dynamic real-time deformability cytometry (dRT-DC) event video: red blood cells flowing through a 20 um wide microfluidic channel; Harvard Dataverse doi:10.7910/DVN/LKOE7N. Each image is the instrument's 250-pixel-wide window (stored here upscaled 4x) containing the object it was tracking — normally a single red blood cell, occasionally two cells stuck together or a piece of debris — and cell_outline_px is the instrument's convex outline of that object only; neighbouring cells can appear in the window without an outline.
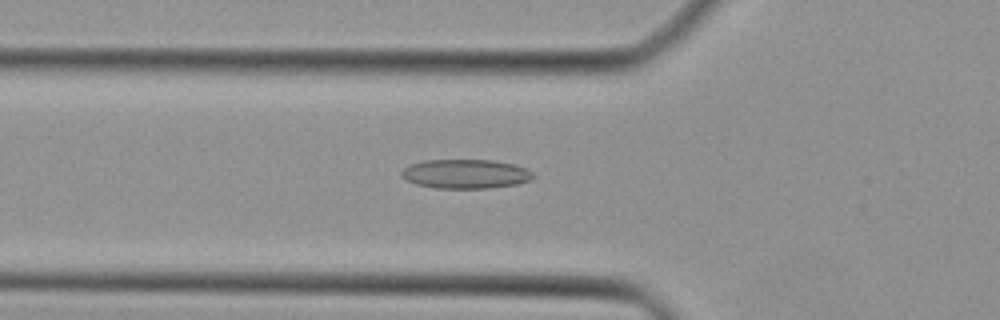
{"species": "Egyptian fruit bat (a non-hibernating species)", "species_latin": "Rousettus aegyptiacus", "temperature_condition": "cold", "stored_images_in_passage": 45, "camera_frame_rate_fps": 3000, "um_per_image_px": 0.085, "animal": {"sex": "female"}, "frame": {"image": 1, "passage_image": 16, "time_ms": 5.0, "image_size_px": [1000, 320], "cell_outline_px": [[536, 176], [528, 180], [516, 184], [488, 188], [436, 188], [416, 184], [400, 176], [400, 172], [408, 164], [424, 160], [492, 160], [516, 164], [528, 168]], "centroid_in_image_um": [39.57, 14.77], "position_along_channel_um": 86.2, "area_um2": 22.54}}
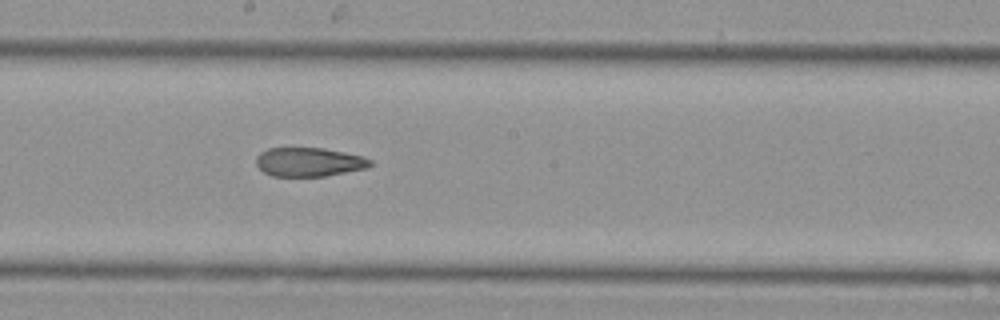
{"frame": {"image": 2, "passage_image": 25, "time_ms": 8.0, "image_size_px": [1000, 320], "cell_outline_px": [[372, 164], [368, 168], [324, 176], [272, 176], [264, 172], [256, 164], [256, 156], [260, 152], [268, 148], [324, 148], [364, 156], [372, 160]], "centroid_in_image_um": [26.28, 13.76], "position_along_channel_um": 221.9, "area_um2": 19.31}}
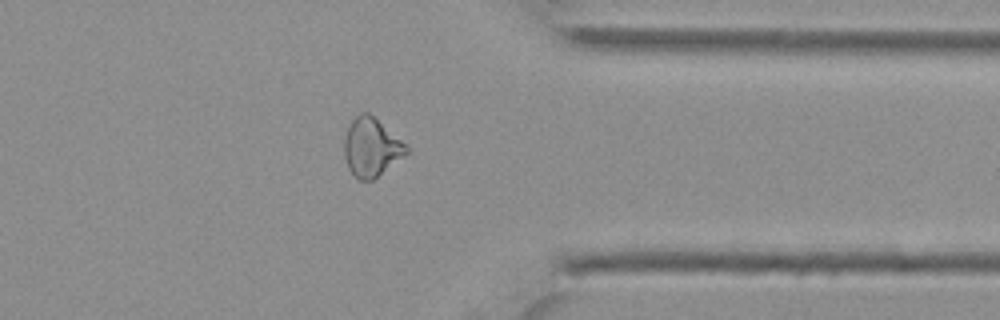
{"frame": {"image": 3, "passage_image": 36, "time_ms": 11.667, "image_size_px": [1000, 320], "cell_outline_px": [[408, 152], [372, 180], [360, 180], [348, 168], [344, 156], [344, 140], [348, 128], [352, 120], [360, 112], [368, 112], [400, 140], [408, 148]], "centroid_in_image_um": [31.52, 12.52], "position_along_channel_um": 379.9, "area_um2": 20.46}}